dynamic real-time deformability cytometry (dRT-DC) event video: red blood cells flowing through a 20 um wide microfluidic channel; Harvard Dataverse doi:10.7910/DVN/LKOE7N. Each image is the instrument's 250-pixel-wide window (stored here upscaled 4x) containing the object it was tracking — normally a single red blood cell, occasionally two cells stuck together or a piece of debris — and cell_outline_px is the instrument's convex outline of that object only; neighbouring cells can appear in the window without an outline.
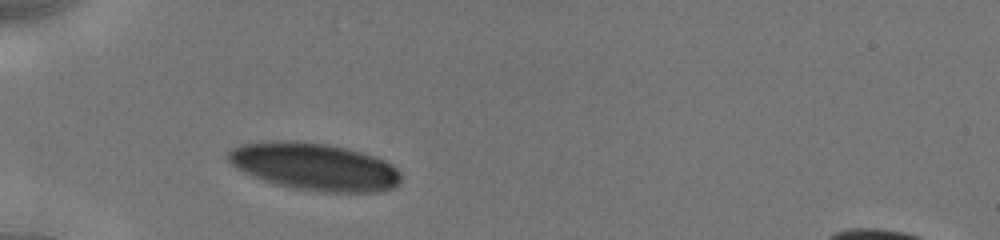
{"species": "human", "species_latin": "Homo sapiens", "temperature_condition": "cold", "stored_images_in_passage": 2, "camera_frame_rate_fps": 3000, "um_per_image_px": 0.085, "donor": {"sex": "male"}, "frame": {"image": 1, "passage_image": 1, "time_ms": 0.0, "image_size_px": [1000, 240], "cell_outline_px": [[400, 184], [384, 192], [320, 192], [292, 188], [276, 184], [252, 176], [236, 168], [228, 160], [228, 152], [232, 148], [240, 144], [264, 140], [292, 140], [328, 144], [360, 152], [384, 160], [392, 164], [400, 172]], "centroid_in_image_um": [26.72, 14.16], "position_along_channel_um": 58.3, "area_um2": 48.03}}